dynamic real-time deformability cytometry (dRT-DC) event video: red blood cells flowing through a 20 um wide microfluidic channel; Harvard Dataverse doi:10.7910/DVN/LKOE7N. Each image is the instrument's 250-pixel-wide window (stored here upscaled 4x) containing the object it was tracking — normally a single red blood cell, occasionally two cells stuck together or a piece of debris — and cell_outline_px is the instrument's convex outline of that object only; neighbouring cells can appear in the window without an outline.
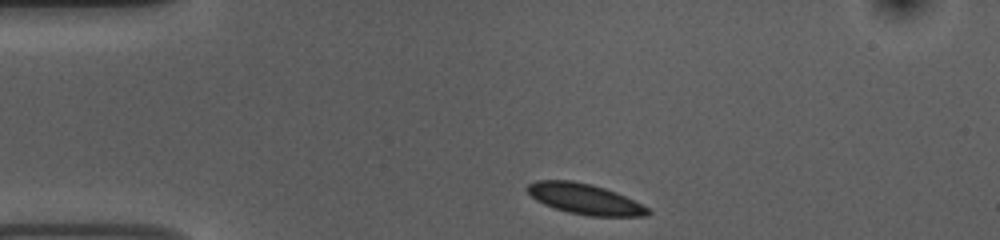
{"species": "common noctule bat (a hibernating species)", "species_latin": "Nyctalus noctula", "temperature_condition": "room temperature", "stored_images_in_passage": 38, "camera_frame_rate_fps": 3000, "um_per_image_px": 0.085, "animal": {"sex": "female", "body_mass_g": 10.0, "forearm_length_mm": 53.1}, "frame": {"image": 1, "passage_image": 1, "time_ms": 0.0, "image_size_px": [1000, 240], "cell_outline_px": [[652, 212], [648, 216], [588, 216], [568, 212], [544, 204], [536, 200], [524, 188], [528, 184], [536, 180], [572, 180], [592, 184], [616, 192], [648, 208]], "centroid_in_image_um": [49.68, 16.91], "position_along_channel_um": 35.3, "area_um2": 21.39}}
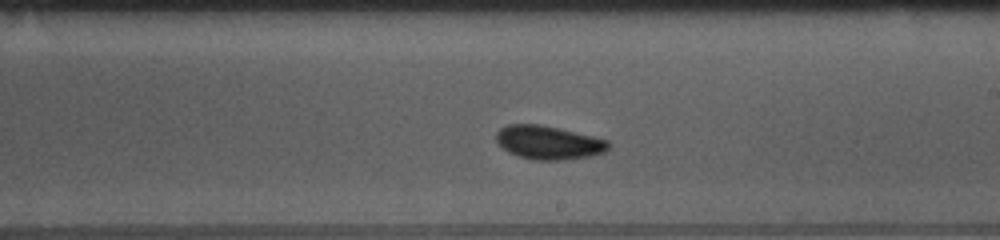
{"frame": {"image": 2, "passage_image": 21, "time_ms": 6.667, "image_size_px": [1000, 240], "cell_outline_px": [[612, 144], [604, 152], [588, 156], [560, 160], [532, 160], [508, 152], [496, 140], [496, 132], [500, 128], [508, 124], [540, 124], [592, 136], [608, 140]], "centroid_in_image_um": [46.61, 12.11], "position_along_channel_um": 242.4, "area_um2": 21.79}}
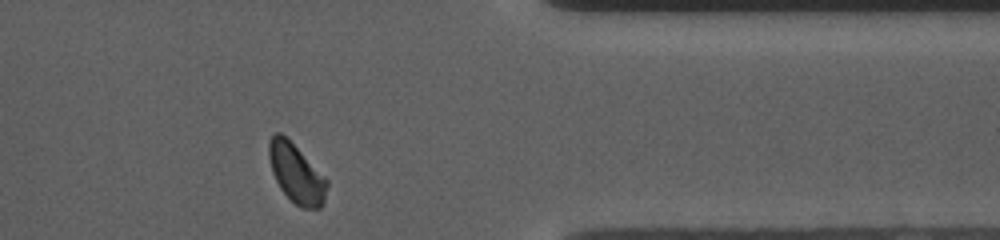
{"frame": {"image": 3, "passage_image": 34, "time_ms": 11.0, "image_size_px": [1000, 240], "cell_outline_px": [[328, 184], [324, 204], [320, 208], [300, 208], [280, 188], [272, 172], [268, 156], [268, 144], [272, 136], [276, 132], [280, 132], [328, 180]], "centroid_in_image_um": [25.19, 14.78], "position_along_channel_um": 386.2, "area_um2": 19.54}, "authors_computed_cell_mechanics": {"area_um2": 21.4149, "velocity_mm_per_s": 3.6702, "shape_relaxation_time_tau1_ms": 3.8491, "shape_relaxation_time_tau2_ms": null, "deformation_change_tau1": 0.0635, "deformation_change_tau2": null}}